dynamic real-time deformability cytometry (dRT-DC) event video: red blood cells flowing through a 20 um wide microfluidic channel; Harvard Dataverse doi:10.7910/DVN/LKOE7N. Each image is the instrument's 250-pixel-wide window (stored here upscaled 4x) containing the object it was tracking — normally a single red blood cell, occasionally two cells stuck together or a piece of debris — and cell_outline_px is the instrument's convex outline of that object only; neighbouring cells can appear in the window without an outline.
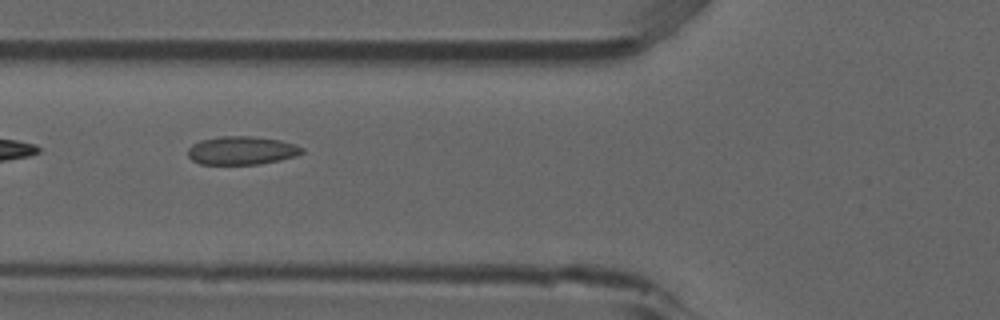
{"species": "common noctule bat (a hibernating species)", "species_latin": "Nyctalus noctula", "temperature_condition": "room temperature", "stored_images_in_passage": 5, "camera_frame_rate_fps": 3000, "um_per_image_px": 0.085, "animal": {"sex": "male", "forearm_length_mm": 52.5}, "frame": {"image": 1, "passage_image": 3, "time_ms": 0.667, "image_size_px": [1000, 320], "cell_outline_px": [[304, 152], [296, 156], [280, 160], [260, 164], [200, 164], [192, 160], [188, 156], [188, 148], [192, 144], [200, 140], [220, 136], [252, 136], [280, 140], [296, 144], [304, 148]], "centroid_in_image_um": [20.56, 12.79], "position_along_channel_um": 105.2, "area_um2": 19.02}}
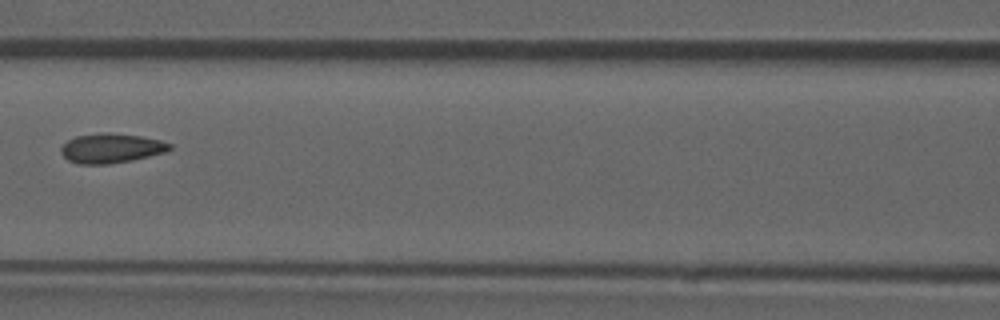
{"frame": {"image": 2, "passage_image": 4, "time_ms": 1.0, "image_size_px": [1000, 320], "cell_outline_px": [[172, 148], [164, 152], [132, 160], [108, 164], [80, 164], [68, 160], [60, 152], [60, 148], [68, 140], [76, 136], [104, 132], [108, 132], [140, 136], [160, 140], [172, 144]], "centroid_in_image_um": [9.43, 12.59], "position_along_channel_um": 157.2, "area_um2": 18.61}}